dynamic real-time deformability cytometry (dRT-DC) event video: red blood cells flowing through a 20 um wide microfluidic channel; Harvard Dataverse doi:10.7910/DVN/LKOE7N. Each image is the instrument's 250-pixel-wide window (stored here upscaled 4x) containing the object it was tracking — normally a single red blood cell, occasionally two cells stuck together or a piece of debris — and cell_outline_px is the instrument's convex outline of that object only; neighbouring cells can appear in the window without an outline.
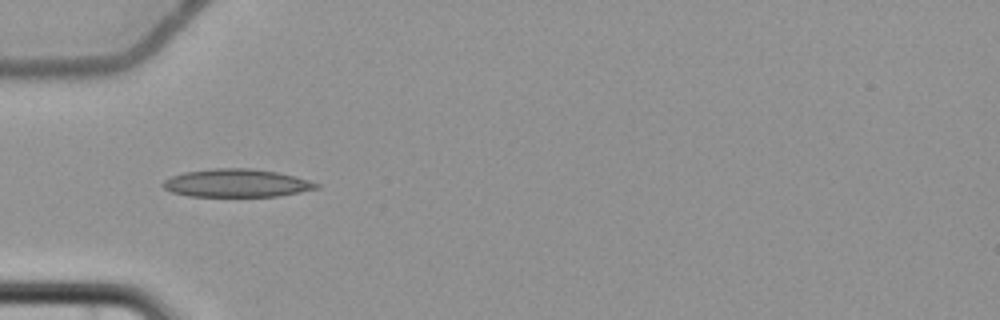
{"species": "common noctule bat (a hibernating species)", "species_latin": "Nyctalus noctula", "temperature_condition": "cold", "stored_images_in_passage": 2, "camera_frame_rate_fps": 3000, "um_per_image_px": 0.085, "animal": {"sex": "female", "body_mass_g": 22.7, "forearm_length_mm": 54.2}, "frame": {"image": 1, "passage_image": 1, "time_ms": 0.0, "image_size_px": [1000, 320], "cell_outline_px": [[320, 188], [300, 192], [276, 196], [188, 196], [172, 192], [164, 188], [160, 184], [164, 180], [172, 176], [184, 172], [212, 168], [252, 168], [276, 172], [308, 180], [320, 184]], "centroid_in_image_um": [20.08, 15.56], "position_along_channel_um": 64.9, "area_um2": 24.97}}
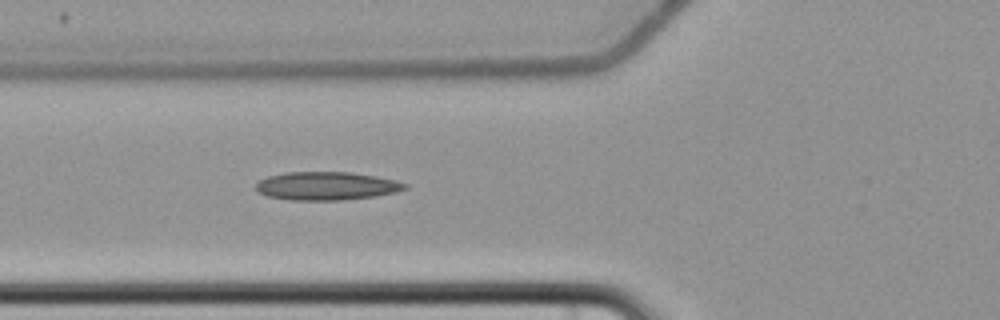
{"frame": {"image": 2, "passage_image": 2, "time_ms": 1.0, "image_size_px": [1000, 320], "cell_outline_px": [[408, 188], [396, 192], [372, 196], [340, 200], [292, 200], [268, 196], [256, 192], [256, 184], [260, 180], [268, 176], [284, 172], [352, 172], [376, 176], [396, 180], [408, 184]], "centroid_in_image_um": [27.75, 15.8], "position_along_channel_um": 98.1, "area_um2": 24.57}}